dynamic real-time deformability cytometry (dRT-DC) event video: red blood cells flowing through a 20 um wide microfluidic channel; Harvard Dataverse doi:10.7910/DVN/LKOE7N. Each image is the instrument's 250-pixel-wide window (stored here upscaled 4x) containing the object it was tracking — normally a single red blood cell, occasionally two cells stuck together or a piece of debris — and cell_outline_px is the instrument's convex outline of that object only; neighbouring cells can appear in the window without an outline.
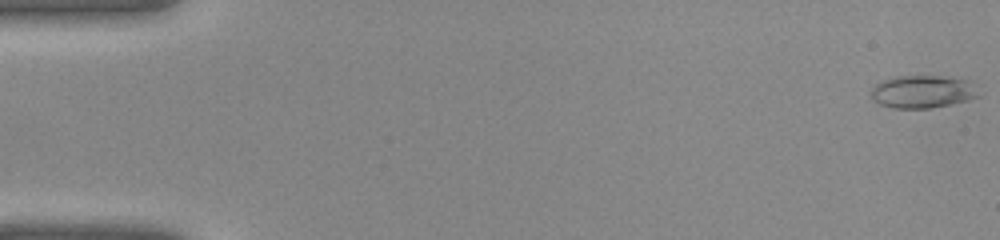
{"species": "common noctule bat (a hibernating species)", "species_latin": "Nyctalus noctula", "temperature_condition": "warm", "stored_images_in_passage": 41, "camera_frame_rate_fps": 3000, "um_per_image_px": 0.085, "animal": {"sex": "female", "body_mass_g": 22.0, "forearm_length_mm": 56.7}, "frame": {"image": 1, "passage_image": 1, "time_ms": 0.0, "image_size_px": [1000, 240], "cell_outline_px": [[980, 96], [948, 104], [928, 108], [892, 108], [880, 104], [872, 100], [868, 92], [876, 84], [884, 80], [896, 76], [940, 76], [968, 80]], "centroid_in_image_um": [78.33, 7.79], "position_along_channel_um": 6.7, "area_um2": 20.23}}
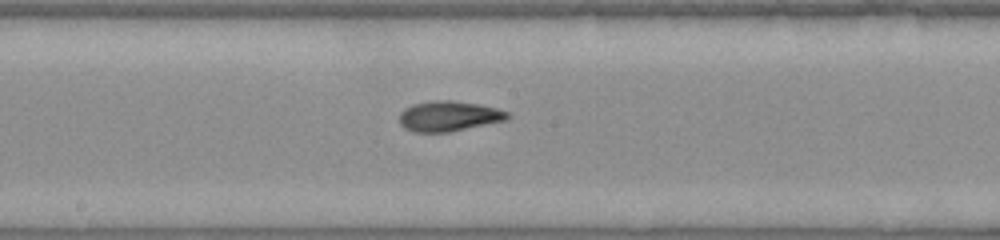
{"frame": {"image": 2, "passage_image": 22, "time_ms": 7.0, "image_size_px": [1000, 240], "cell_outline_px": [[512, 116], [508, 120], [448, 132], [412, 132], [404, 128], [400, 124], [400, 112], [404, 108], [412, 104], [432, 100], [452, 100], [480, 104], [496, 108], [508, 112]], "centroid_in_image_um": [38.15, 9.86], "position_along_channel_um": 210.0, "area_um2": 19.31}}
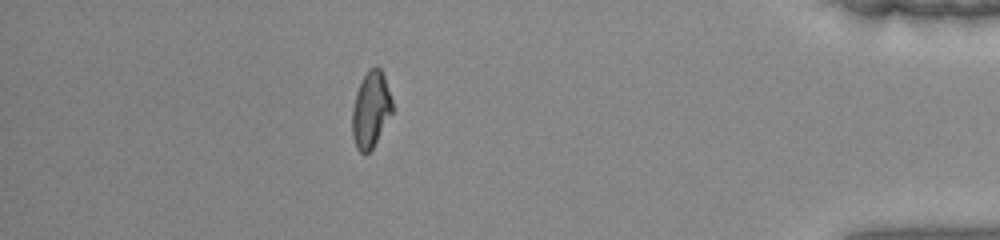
{"frame": {"image": 3, "passage_image": 36, "time_ms": 11.667, "image_size_px": [1000, 240], "cell_outline_px": [[392, 112], [372, 148], [364, 156], [356, 148], [352, 136], [352, 108], [356, 92], [368, 68], [376, 64], [380, 68], [384, 76], [392, 100]], "centroid_in_image_um": [31.5, 9.31], "position_along_channel_um": 403.7, "area_um2": 17.74}}